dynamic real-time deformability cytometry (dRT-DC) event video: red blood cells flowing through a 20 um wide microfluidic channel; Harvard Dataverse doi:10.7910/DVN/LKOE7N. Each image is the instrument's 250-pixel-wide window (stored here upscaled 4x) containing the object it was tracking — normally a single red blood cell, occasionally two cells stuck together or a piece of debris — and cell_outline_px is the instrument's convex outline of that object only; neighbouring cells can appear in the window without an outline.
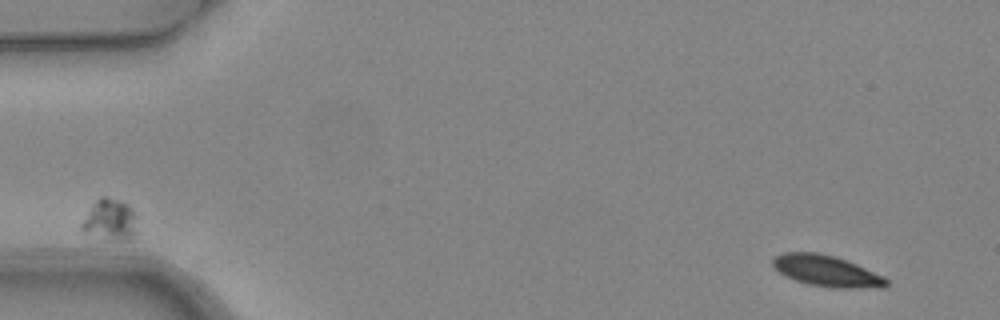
{"species": "common noctule bat (a hibernating species)", "species_latin": "Nyctalus noctula", "temperature_condition": "warm", "stored_images_in_passage": 6, "camera_frame_rate_fps": 3000, "um_per_image_px": 0.085, "animal": {"sex": "female", "body_mass_g": 24.6, "forearm_length_mm": 56.2}, "frame": {"image": 1, "passage_image": 1, "time_ms": 0.0, "image_size_px": [1000, 320], "cell_outline_px": [[888, 284], [884, 288], [832, 288], [808, 284], [784, 276], [772, 268], [772, 260], [776, 256], [784, 252], [816, 252], [836, 256], [856, 264], [884, 276], [888, 280]], "centroid_in_image_um": [70.25, 23.04], "position_along_channel_um": 14.7, "area_um2": 20.87}}
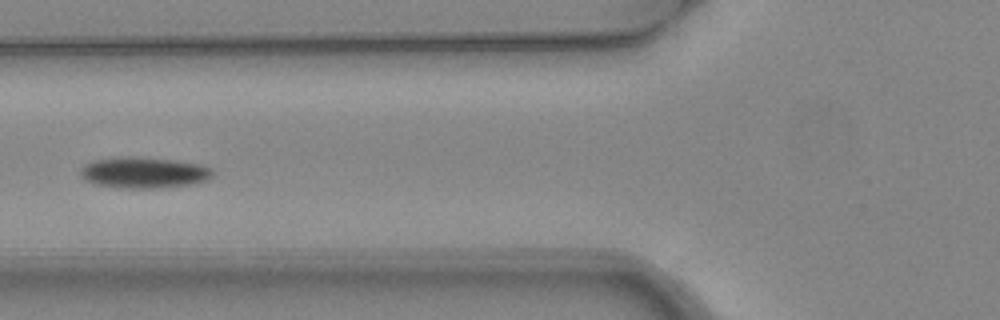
{"frame": {"image": 2, "passage_image": 5, "time_ms": 1.333, "image_size_px": [1000, 320], "cell_outline_px": [[212, 176], [208, 180], [192, 184], [164, 188], [116, 188], [96, 184], [84, 180], [80, 176], [80, 168], [84, 164], [92, 160], [120, 156], [132, 156], [172, 160], [200, 164], [212, 168]], "centroid_in_image_um": [12.19, 14.67], "position_along_channel_um": 113.6, "area_um2": 24.33}}
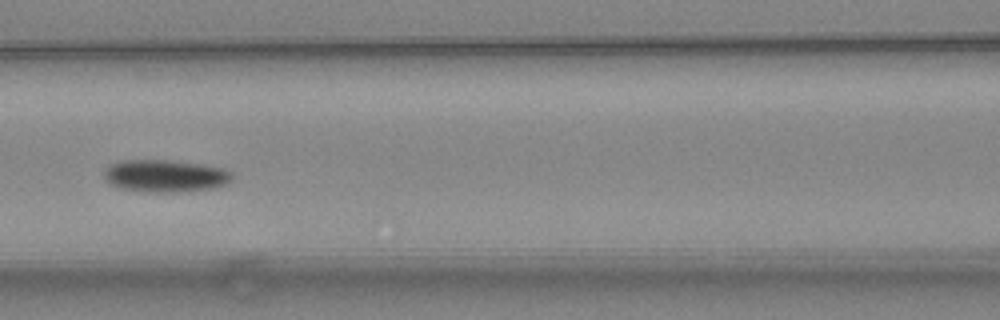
{"frame": {"image": 3, "passage_image": 6, "time_ms": 1.667, "image_size_px": [1000, 320], "cell_outline_px": [[232, 180], [228, 184], [216, 188], [180, 192], [152, 192], [120, 188], [112, 184], [104, 176], [104, 172], [112, 164], [124, 160], [168, 160], [224, 168], [232, 172]], "centroid_in_image_um": [14.12, 14.96], "position_along_channel_um": 152.5, "area_um2": 23.93}}